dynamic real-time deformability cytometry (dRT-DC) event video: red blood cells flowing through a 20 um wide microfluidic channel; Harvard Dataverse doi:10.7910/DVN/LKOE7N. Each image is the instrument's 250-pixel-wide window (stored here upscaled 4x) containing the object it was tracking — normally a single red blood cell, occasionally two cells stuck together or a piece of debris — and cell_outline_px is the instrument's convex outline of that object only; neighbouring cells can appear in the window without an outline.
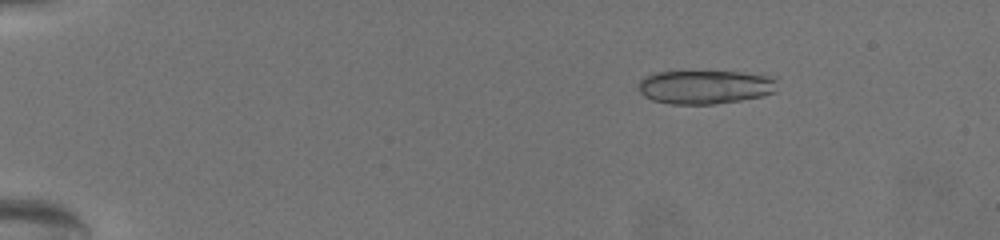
{"species": "common noctule bat (a hibernating species)", "species_latin": "Nyctalus noctula", "temperature_condition": "warm", "stored_images_in_passage": 17, "camera_frame_rate_fps": 3000, "um_per_image_px": 0.085, "animal": {"sex": "female", "body_mass_g": 19.5, "forearm_length_mm": 54.1}, "frame": {"image": 1, "passage_image": 12, "time_ms": 3.667, "image_size_px": [1000, 240], "cell_outline_px": [[776, 92], [764, 96], [716, 104], [672, 104], [652, 100], [644, 96], [640, 92], [636, 84], [644, 76], [656, 72], [764, 72], [776, 76]], "centroid_in_image_um": [60.01, 7.38], "position_along_channel_um": 25.0, "area_um2": 27.92}}